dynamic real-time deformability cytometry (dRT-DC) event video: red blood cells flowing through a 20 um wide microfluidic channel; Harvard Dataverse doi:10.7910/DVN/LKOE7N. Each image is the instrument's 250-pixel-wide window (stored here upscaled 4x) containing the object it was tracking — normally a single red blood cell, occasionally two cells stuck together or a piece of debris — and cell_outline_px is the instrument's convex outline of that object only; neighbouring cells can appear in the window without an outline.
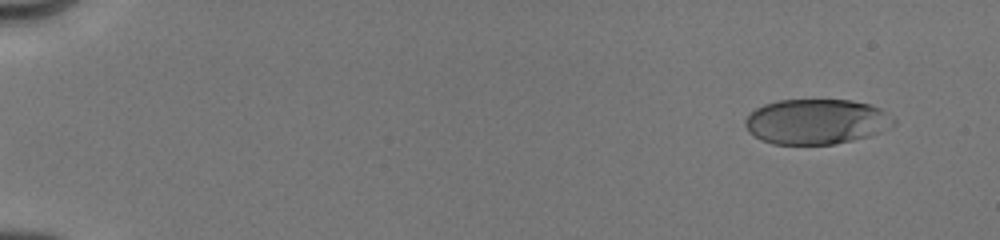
{"species": "human", "species_latin": "Homo sapiens", "temperature_condition": "cold", "stored_images_in_passage": 64, "camera_frame_rate_fps": 3000, "um_per_image_px": 0.085, "donor": {"sex": "male"}, "frame": {"image": 1, "passage_image": 1, "time_ms": 0.0, "image_size_px": [1000, 240], "cell_outline_px": [[896, 124], [880, 132], [868, 136], [836, 144], [772, 144], [760, 140], [748, 132], [744, 124], [744, 120], [756, 108], [764, 104], [780, 100], [852, 100], [868, 104], [880, 108], [896, 120]], "centroid_in_image_um": [69.38, 10.34], "position_along_channel_um": 15.6, "area_um2": 39.19}}
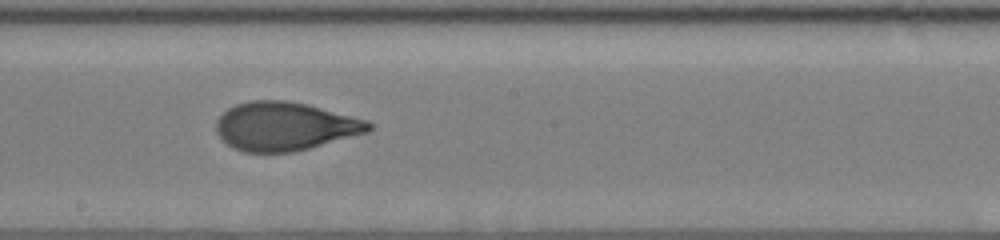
{"frame": {"image": 2, "passage_image": 32, "time_ms": 9.0, "image_size_px": [1000, 240], "cell_outline_px": [[376, 124], [368, 132], [308, 148], [292, 152], [244, 152], [232, 148], [216, 132], [216, 120], [228, 108], [236, 104], [252, 100], [284, 100], [308, 104], [368, 120]], "centroid_in_image_um": [24.23, 10.73], "position_along_channel_um": 224.0, "area_um2": 43.12}}
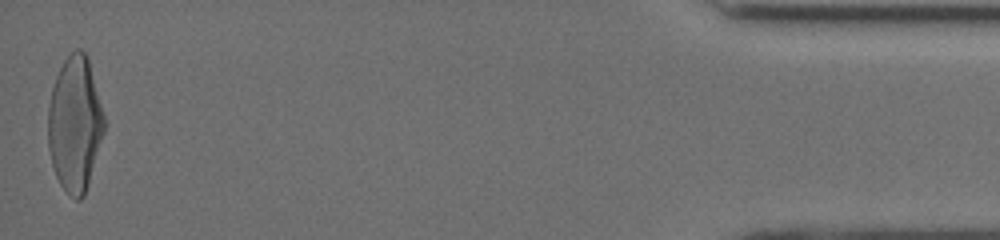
{"frame": {"image": 3, "passage_image": 64, "time_ms": 16.0, "image_size_px": [1000, 240], "cell_outline_px": [[104, 132], [88, 184], [84, 196], [80, 200], [76, 200], [60, 184], [56, 176], [52, 164], [48, 148], [48, 108], [52, 88], [56, 76], [64, 60], [76, 48], [80, 48], [88, 56], [104, 116]], "centroid_in_image_um": [6.36, 10.52], "position_along_channel_um": 428.8, "area_um2": 43.93}, "authors_computed_cell_mechanics": {"area_um2": 42.7142, "velocity_mm_per_s": 4.0108, "shape_relaxation_time_tau1_ms": 3.505, "shape_relaxation_time_tau2_ms": 0.7414, "deformation_change_tau1": 0.1919, "deformation_change_tau2": 0.0678}}